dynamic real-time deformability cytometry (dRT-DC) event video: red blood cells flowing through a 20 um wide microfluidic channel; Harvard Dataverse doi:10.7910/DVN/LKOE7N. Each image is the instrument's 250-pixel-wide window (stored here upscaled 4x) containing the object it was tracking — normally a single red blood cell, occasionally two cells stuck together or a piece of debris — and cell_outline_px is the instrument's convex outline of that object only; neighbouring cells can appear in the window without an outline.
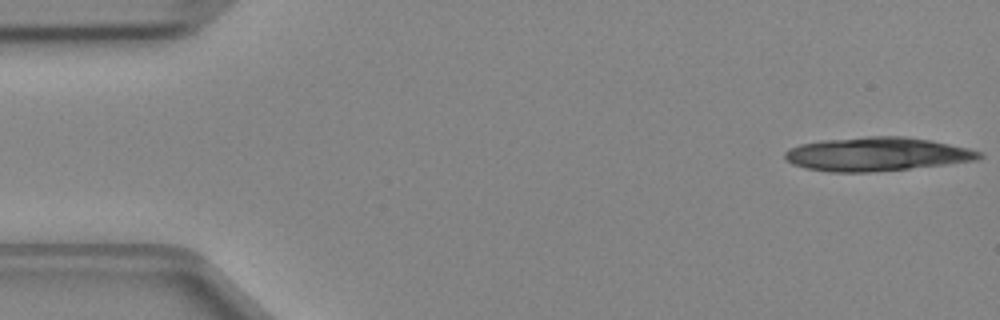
{"species": "Egyptian fruit bat (a non-hibernating species)", "species_latin": "Rousettus aegyptiacus", "temperature_condition": "cold", "stored_images_in_passage": 20, "camera_frame_rate_fps": 3000, "um_per_image_px": 0.085, "animal": {"sex": "female"}, "frame": {"image": 1, "passage_image": 1, "time_ms": 0.0, "image_size_px": [1000, 320], "cell_outline_px": [[984, 156], [976, 160], [944, 164], [908, 168], [868, 172], [828, 172], [804, 168], [792, 164], [784, 156], [784, 152], [788, 148], [800, 144], [820, 140], [868, 136], [904, 136], [928, 140], [968, 148], [980, 152]], "centroid_in_image_um": [74.45, 13.09], "position_along_channel_um": 10.5, "area_um2": 37.97}}
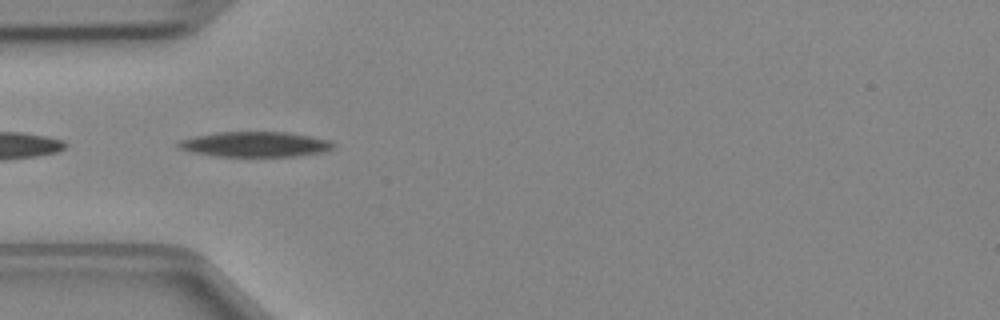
{"frame": {"image": 2, "passage_image": 14, "time_ms": 4.333, "image_size_px": [1000, 320], "cell_outline_px": [[336, 148], [324, 152], [296, 156], [216, 156], [192, 152], [176, 148], [176, 144], [180, 140], [196, 136], [220, 132], [288, 132], [312, 136], [328, 140], [336, 144]], "centroid_in_image_um": [21.72, 12.27], "position_along_channel_um": 63.3, "area_um2": 22.83}}